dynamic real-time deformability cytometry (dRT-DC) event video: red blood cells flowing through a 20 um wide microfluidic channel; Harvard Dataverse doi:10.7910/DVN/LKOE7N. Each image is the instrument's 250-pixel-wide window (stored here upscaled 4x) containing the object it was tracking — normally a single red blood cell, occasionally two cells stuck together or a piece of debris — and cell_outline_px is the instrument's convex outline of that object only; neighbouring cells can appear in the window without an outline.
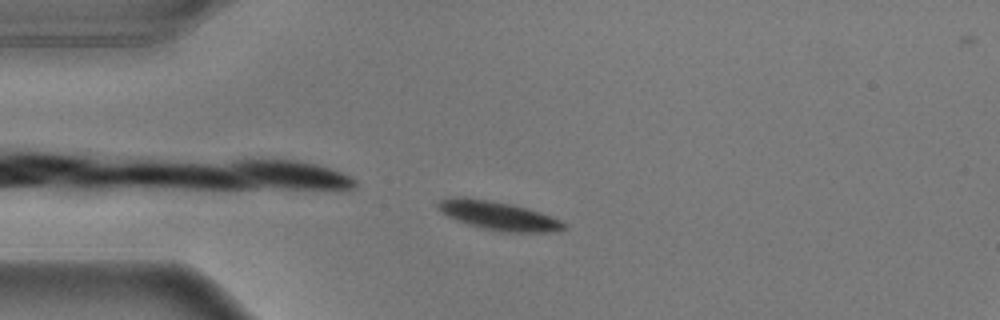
{"species": "common noctule bat (a hibernating species)", "species_latin": "Nyctalus noctula", "temperature_condition": "warm", "stored_images_in_passage": 47, "camera_frame_rate_fps": 3000, "um_per_image_px": 0.085, "animal": {"sex": "male", "body_mass_g": 17.9}, "frame": {"image": 1, "passage_image": 4, "time_ms": 1.0, "image_size_px": [1000, 320], "cell_outline_px": [[564, 228], [548, 232], [508, 232], [484, 228], [468, 224], [456, 220], [440, 212], [436, 208], [436, 204], [440, 200], [456, 196], [464, 196], [512, 204], [560, 220], [564, 224]], "centroid_in_image_um": [42.24, 18.31], "position_along_channel_um": 42.8, "area_um2": 20.58}}
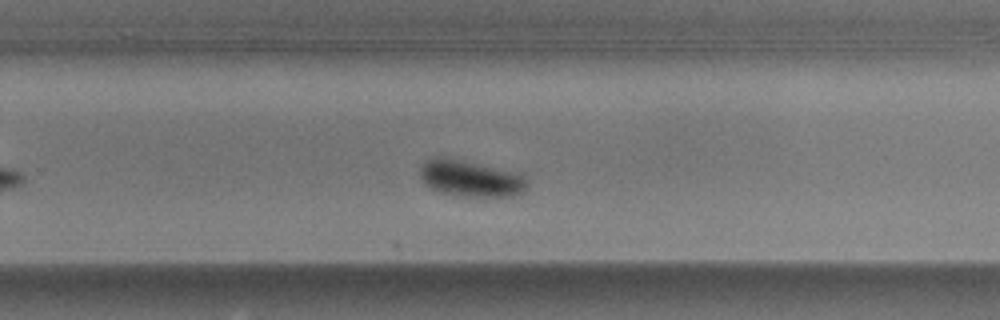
{"frame": {"image": 2, "passage_image": 27, "time_ms": 8.667, "image_size_px": [1000, 320], "cell_outline_px": [[524, 192], [512, 196], [452, 196], [436, 192], [424, 184], [420, 176], [420, 168], [432, 156], [444, 156], [524, 176]], "centroid_in_image_um": [39.85, 15.2], "position_along_channel_um": 289.9, "area_um2": 22.2}}
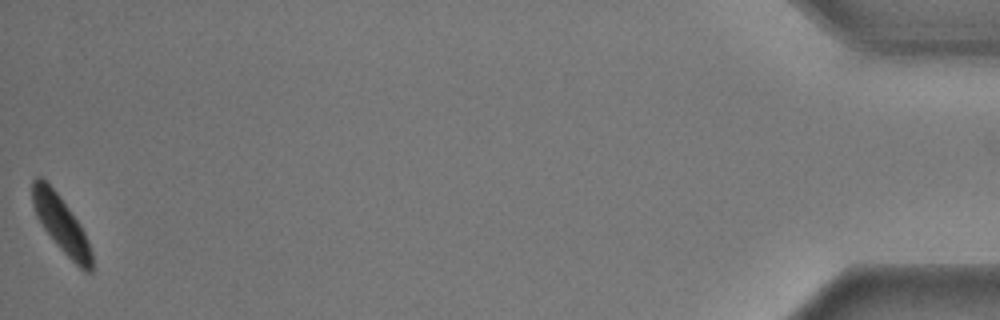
{"frame": {"image": 3, "passage_image": 47, "time_ms": 15.333, "image_size_px": [1000, 320], "cell_outline_px": [[92, 272], [84, 272], [60, 248], [44, 228], [36, 216], [32, 204], [32, 180], [36, 176], [40, 176], [56, 192], [80, 224], [84, 232], [92, 252]], "centroid_in_image_um": [5.19, 19.05], "position_along_channel_um": 430.0, "area_um2": 19.07}, "authors_computed_cell_mechanics": {"area_um2": 21.675, "velocity_mm_per_s": 3.5365, "shape_relaxation_time_tau1_ms": 2.0113, "shape_relaxation_time_tau2_ms": null, "deformation_change_tau1": 0.1643, "deformation_change_tau2": null}}